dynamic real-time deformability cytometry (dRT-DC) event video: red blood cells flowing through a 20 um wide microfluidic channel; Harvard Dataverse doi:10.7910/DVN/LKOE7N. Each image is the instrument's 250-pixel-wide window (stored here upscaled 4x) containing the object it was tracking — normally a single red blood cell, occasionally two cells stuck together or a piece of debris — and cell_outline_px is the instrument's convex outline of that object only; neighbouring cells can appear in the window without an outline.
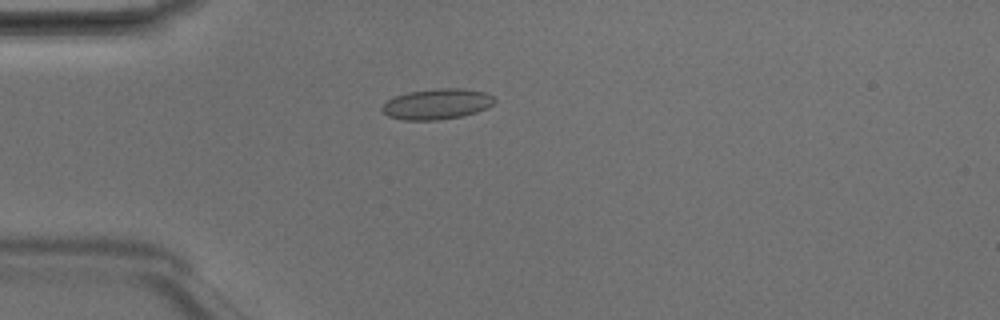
{"species": "Egyptian fruit bat (a non-hibernating species)", "species_latin": "Rousettus aegyptiacus", "temperature_condition": "room temperature", "stored_images_in_passage": 5, "camera_frame_rate_fps": 3000, "um_per_image_px": 0.085, "animal": {"sex": "male"}, "frame": {"image": 1, "passage_image": 4, "time_ms": 1.0, "image_size_px": [1000, 320], "cell_outline_px": [[496, 100], [492, 104], [476, 112], [460, 116], [436, 120], [404, 120], [388, 116], [380, 108], [388, 100], [396, 96], [408, 92], [436, 88], [464, 88], [484, 92], [492, 96]], "centroid_in_image_um": [37.12, 8.83], "position_along_channel_um": 47.9, "area_um2": 19.83}}